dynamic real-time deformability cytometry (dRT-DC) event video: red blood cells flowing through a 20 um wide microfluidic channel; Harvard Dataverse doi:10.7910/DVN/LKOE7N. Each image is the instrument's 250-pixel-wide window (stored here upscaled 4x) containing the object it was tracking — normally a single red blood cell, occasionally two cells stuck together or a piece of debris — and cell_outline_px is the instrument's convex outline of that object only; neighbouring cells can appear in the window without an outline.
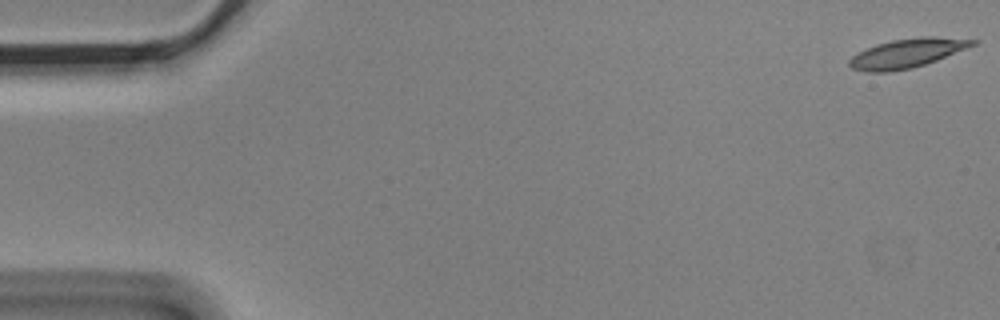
{"species": "Egyptian fruit bat (a non-hibernating species)", "species_latin": "Rousettus aegyptiacus", "temperature_condition": "cold", "stored_images_in_passage": 5, "camera_frame_rate_fps": 3000, "um_per_image_px": 0.085, "animal": {"sex": "male"}, "frame": {"image": 1, "passage_image": 1, "time_ms": 0.0, "image_size_px": [1000, 320], "cell_outline_px": [[980, 40], [976, 44], [936, 60], [912, 68], [888, 72], [868, 72], [852, 68], [848, 64], [848, 60], [852, 56], [876, 44], [892, 40], [920, 36], [932, 36]], "centroid_in_image_um": [77.1, 4.52], "position_along_channel_um": 7.9, "area_um2": 20.69}}
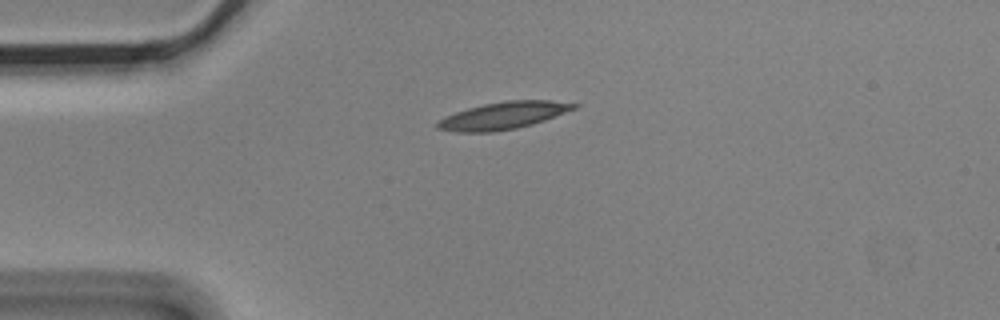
{"frame": {"image": 2, "passage_image": 4, "time_ms": 1.0, "image_size_px": [1000, 320], "cell_outline_px": [[580, 104], [576, 108], [544, 120], [532, 124], [516, 128], [492, 132], [456, 132], [436, 128], [436, 124], [440, 120], [456, 112], [468, 108], [484, 104], [504, 100], [552, 100]], "centroid_in_image_um": [42.8, 9.81], "position_along_channel_um": 42.2, "area_um2": 21.44}}